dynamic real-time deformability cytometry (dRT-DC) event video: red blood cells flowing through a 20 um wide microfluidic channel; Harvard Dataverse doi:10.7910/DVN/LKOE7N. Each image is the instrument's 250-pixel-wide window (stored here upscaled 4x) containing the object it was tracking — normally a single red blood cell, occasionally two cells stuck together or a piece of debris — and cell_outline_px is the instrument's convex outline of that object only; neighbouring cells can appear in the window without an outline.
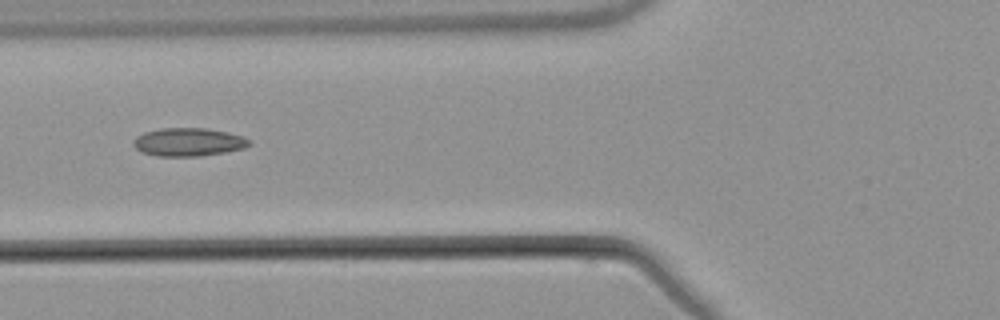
{"species": "common noctule bat (a hibernating species)", "species_latin": "Nyctalus noctula", "temperature_condition": "warm", "stored_images_in_passage": 8, "camera_frame_rate_fps": 3000, "um_per_image_px": 0.085, "animal": {"sex": "male", "body_mass_g": 21.5, "forearm_length_mm": 52.0}, "frame": {"image": 1, "passage_image": 6, "time_ms": 7.0, "image_size_px": [1000, 320], "cell_outline_px": [[252, 144], [244, 148], [224, 152], [200, 156], [156, 156], [144, 152], [136, 148], [132, 144], [132, 140], [136, 136], [144, 132], [160, 128], [208, 128], [228, 132], [244, 136], [252, 140]], "centroid_in_image_um": [16.04, 12.06], "position_along_channel_um": 109.8, "area_um2": 19.25}}
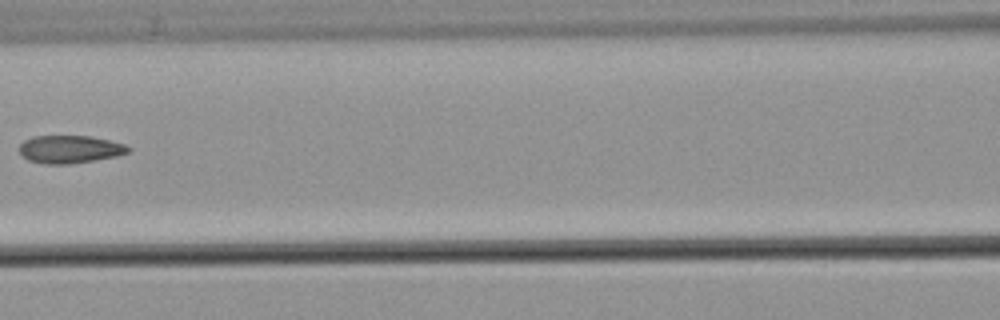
{"frame": {"image": 2, "passage_image": 7, "time_ms": 8.333, "image_size_px": [1000, 320], "cell_outline_px": [[132, 148], [128, 152], [116, 156], [68, 164], [48, 164], [28, 160], [16, 148], [24, 140], [32, 136], [92, 136], [124, 144]], "centroid_in_image_um": [5.9, 12.67], "position_along_channel_um": 160.7, "area_um2": 17.57}}